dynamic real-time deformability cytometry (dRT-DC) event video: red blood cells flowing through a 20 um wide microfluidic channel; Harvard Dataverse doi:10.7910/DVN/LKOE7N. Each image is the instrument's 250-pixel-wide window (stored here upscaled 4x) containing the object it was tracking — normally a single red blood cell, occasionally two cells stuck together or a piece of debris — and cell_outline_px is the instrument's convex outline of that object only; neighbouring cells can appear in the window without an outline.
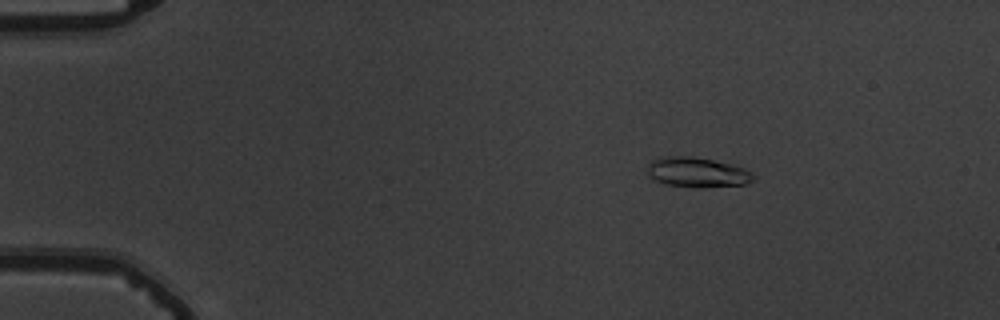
{"species": "common noctule bat (a hibernating species)", "species_latin": "Nyctalus noctula", "temperature_condition": "warm", "stored_images_in_passage": 54, "camera_frame_rate_fps": 3000, "um_per_image_px": 0.085, "animal": {"sex": "male", "body_mass_g": 19.5, "forearm_length_mm": 54.6}, "frame": {"image": 1, "passage_image": 8, "time_ms": 2.333, "image_size_px": [1000, 320], "cell_outline_px": [[756, 180], [744, 184], [704, 188], [696, 188], [668, 184], [656, 180], [648, 172], [648, 164], [652, 160], [660, 156], [692, 156], [736, 164], [752, 172], [756, 176]], "centroid_in_image_um": [59.34, 14.64], "position_along_channel_um": 25.7, "area_um2": 18.79}}
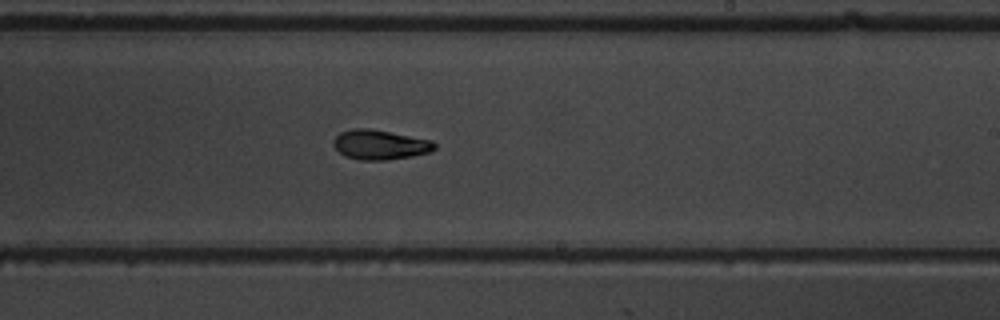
{"frame": {"image": 2, "passage_image": 33, "time_ms": 10.667, "image_size_px": [1000, 320], "cell_outline_px": [[436, 148], [428, 152], [412, 156], [388, 160], [360, 160], [344, 156], [332, 144], [332, 140], [340, 132], [352, 128], [368, 128], [432, 140], [436, 144]], "centroid_in_image_um": [32.27, 12.3], "position_along_channel_um": 256.7, "area_um2": 17.51}}
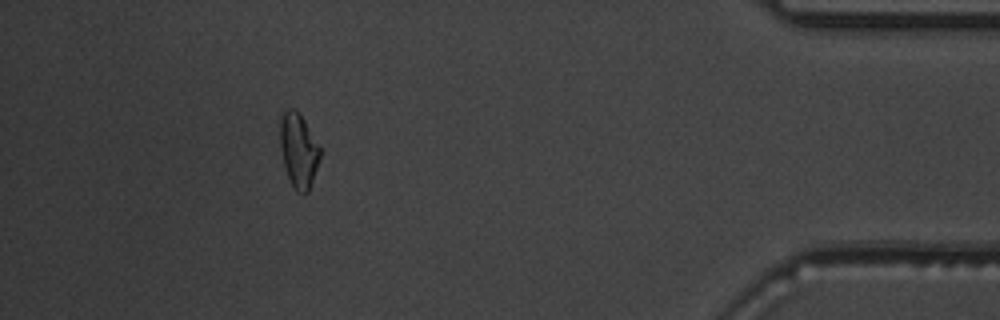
{"frame": {"image": 3, "passage_image": 49, "time_ms": 16.0, "image_size_px": [1000, 320], "cell_outline_px": [[320, 156], [308, 192], [304, 196], [296, 192], [288, 176], [284, 164], [280, 148], [280, 116], [288, 108], [296, 108], [300, 112], [320, 148]], "centroid_in_image_um": [25.36, 12.76], "position_along_channel_um": 409.8, "area_um2": 17.28}, "authors_computed_cell_mechanics": {"area_um2": 17.5423, "velocity_mm_per_s": 3.7686, "shape_relaxation_time_tau1_ms": 4.4983, "shape_relaxation_time_tau2_ms": 4.464, "deformation_change_tau1": 0.1553, "deformation_change_tau2": 0.1086}}